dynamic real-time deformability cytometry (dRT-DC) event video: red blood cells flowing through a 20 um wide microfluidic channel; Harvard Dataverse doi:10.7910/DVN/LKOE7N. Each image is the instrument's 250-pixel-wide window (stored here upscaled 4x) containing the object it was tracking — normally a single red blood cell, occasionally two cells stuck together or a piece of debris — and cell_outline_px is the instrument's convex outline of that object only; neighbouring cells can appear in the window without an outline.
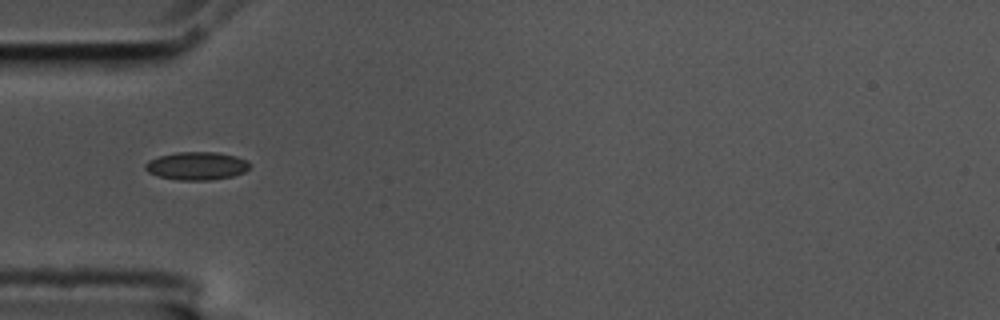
{"species": "common noctule bat (a hibernating species)", "species_latin": "Nyctalus noctula", "temperature_condition": "cold", "stored_images_in_passage": 40, "camera_frame_rate_fps": 3000, "um_per_image_px": 0.085, "animal": {"sex": "male", "body_mass_g": 17.5, "forearm_length_mm": 52.3}, "frame": {"image": 1, "passage_image": 1, "time_ms": 0.0, "image_size_px": [1000, 320], "cell_outline_px": [[252, 164], [244, 172], [232, 176], [208, 180], [180, 180], [160, 176], [148, 172], [144, 168], [144, 164], [148, 160], [160, 156], [176, 152], [216, 152], [236, 156], [248, 160]], "centroid_in_image_um": [16.73, 14.09], "position_along_channel_um": 68.3, "area_um2": 17.05}}
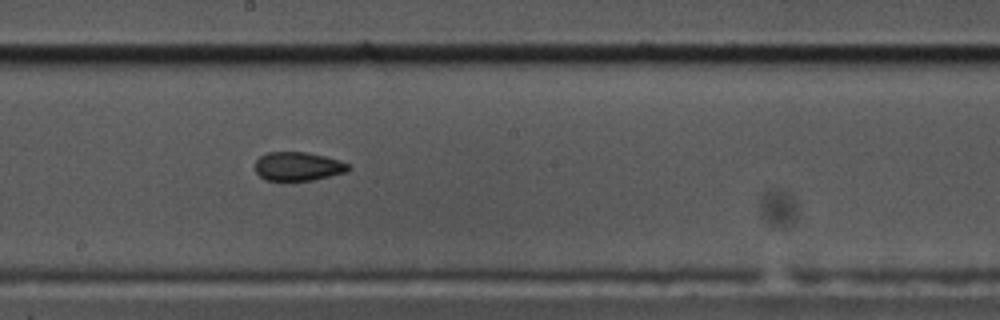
{"frame": {"image": 2, "passage_image": 14, "time_ms": 4.333, "image_size_px": [1000, 320], "cell_outline_px": [[352, 168], [348, 172], [312, 180], [268, 180], [260, 176], [256, 172], [256, 160], [260, 156], [268, 152], [304, 152], [324, 156], [340, 160], [348, 164]], "centroid_in_image_um": [25.37, 14.14], "position_along_channel_um": 222.8, "area_um2": 15.55}}
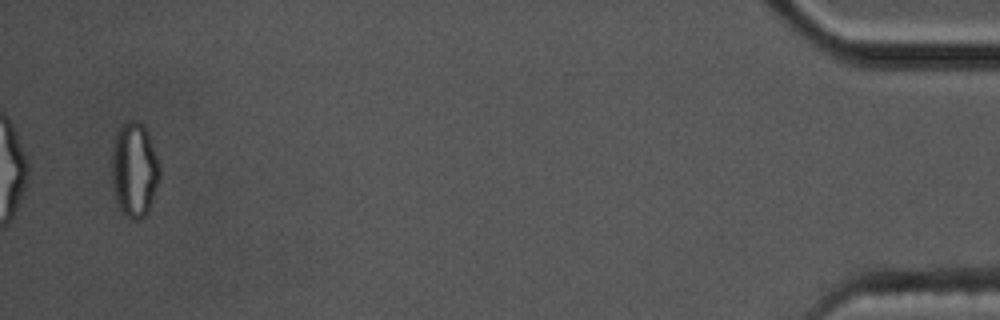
{"frame": {"image": 3, "passage_image": 38, "time_ms": 12.333, "image_size_px": [1000, 320], "cell_outline_px": [[160, 176], [148, 212], [140, 220], [132, 220], [120, 208], [116, 200], [112, 184], [112, 152], [116, 132], [120, 124], [124, 120], [140, 120], [144, 124], [148, 132], [160, 168]], "centroid_in_image_um": [11.41, 14.37], "position_along_channel_um": 423.8, "area_um2": 26.59}, "authors_computed_cell_mechanics": {"area_um2": 16.3574, "velocity_mm_per_s": 3.5771, "shape_relaxation_time_tau1_ms": null, "shape_relaxation_time_tau2_ms": 2.0984, "deformation_change_tau1": null, "deformation_change_tau2": 0.0698}}